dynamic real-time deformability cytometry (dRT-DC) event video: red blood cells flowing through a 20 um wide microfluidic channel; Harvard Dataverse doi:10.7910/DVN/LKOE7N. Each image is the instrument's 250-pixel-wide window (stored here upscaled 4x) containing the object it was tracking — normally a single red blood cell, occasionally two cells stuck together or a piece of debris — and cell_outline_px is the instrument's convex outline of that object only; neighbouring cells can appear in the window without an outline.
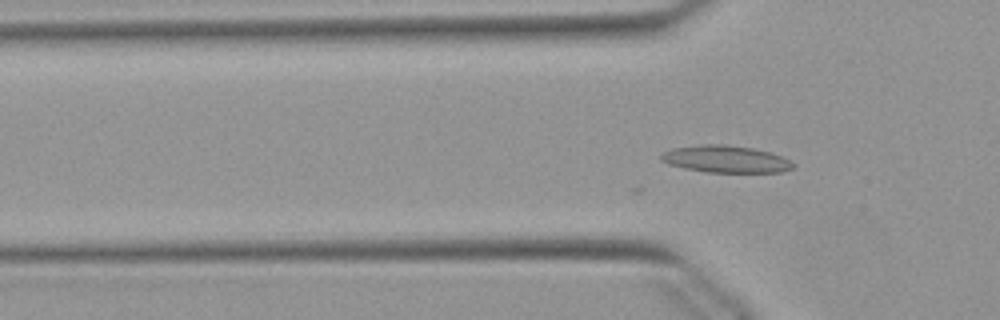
{"species": "Egyptian fruit bat (a non-hibernating species)", "species_latin": "Rousettus aegyptiacus", "temperature_condition": "warm", "stored_images_in_passage": 25, "camera_frame_rate_fps": 3000, "um_per_image_px": 0.085, "animal": {"sex": "female"}, "frame": {"image": 1, "passage_image": 3, "time_ms": 0.667, "image_size_px": [1000, 320], "cell_outline_px": [[796, 164], [792, 168], [780, 172], [708, 172], [684, 168], [668, 164], [660, 160], [660, 152], [672, 148], [700, 144], [728, 144], [752, 148], [772, 152]], "centroid_in_image_um": [61.64, 13.51], "position_along_channel_um": 64.2, "area_um2": 20.98}}
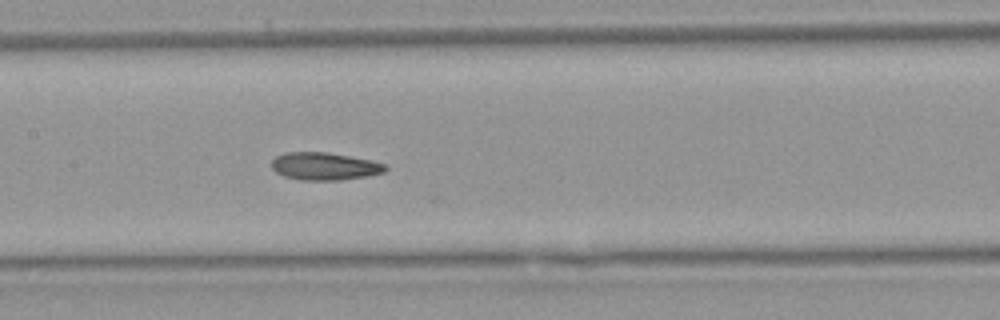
{"frame": {"image": 2, "passage_image": 12, "time_ms": 3.667, "image_size_px": [1000, 320], "cell_outline_px": [[388, 168], [384, 172], [368, 176], [340, 180], [300, 180], [284, 176], [276, 172], [272, 168], [272, 160], [276, 156], [284, 152], [328, 152], [372, 160], [388, 164]], "centroid_in_image_um": [27.61, 14.13], "position_along_channel_um": 179.8, "area_um2": 18.5}}
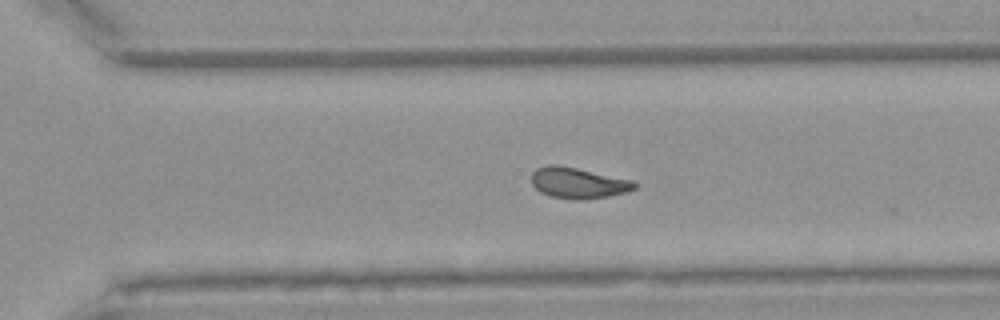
{"frame": {"image": 3, "passage_image": 23, "time_ms": 7.333, "image_size_px": [1000, 320], "cell_outline_px": [[636, 188], [628, 192], [608, 196], [580, 200], [552, 196], [540, 192], [532, 184], [532, 172], [536, 168], [548, 164], [556, 164], [576, 168], [632, 180], [636, 184]], "centroid_in_image_um": [49.13, 15.54], "position_along_channel_um": 321.5, "area_um2": 18.38}}